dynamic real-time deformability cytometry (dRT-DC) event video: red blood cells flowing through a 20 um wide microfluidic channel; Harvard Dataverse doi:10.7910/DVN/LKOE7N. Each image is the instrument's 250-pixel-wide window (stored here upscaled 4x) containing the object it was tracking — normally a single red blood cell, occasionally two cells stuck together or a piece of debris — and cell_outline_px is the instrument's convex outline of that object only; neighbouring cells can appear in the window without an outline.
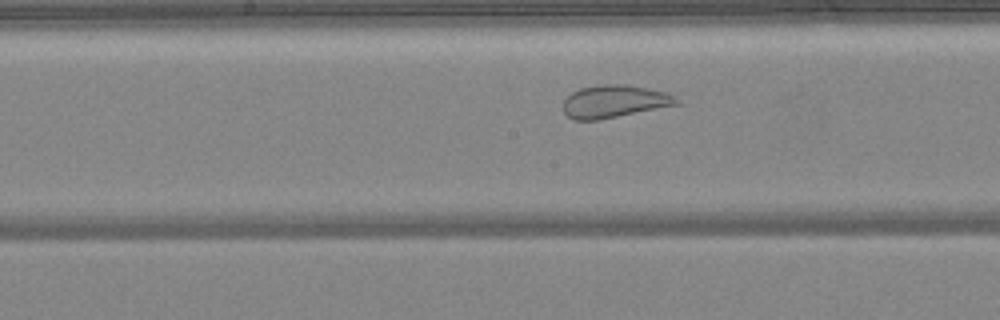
{"species": "common noctule bat (a hibernating species)", "species_latin": "Nyctalus noctula", "temperature_condition": "warm", "stored_images_in_passage": 41, "camera_frame_rate_fps": 3000, "um_per_image_px": 0.085, "animal": {"sex": "female", "body_mass_g": 24.6, "forearm_length_mm": 56.2}, "frame": {"image": 1, "passage_image": 17, "time_ms": 5.333, "image_size_px": [1000, 320], "cell_outline_px": [[680, 104], [600, 120], [572, 120], [564, 112], [564, 100], [572, 92], [580, 88], [596, 84], [628, 84], [668, 92], [680, 100]], "centroid_in_image_um": [52.24, 8.61], "position_along_channel_um": 196.0, "area_um2": 21.85}}
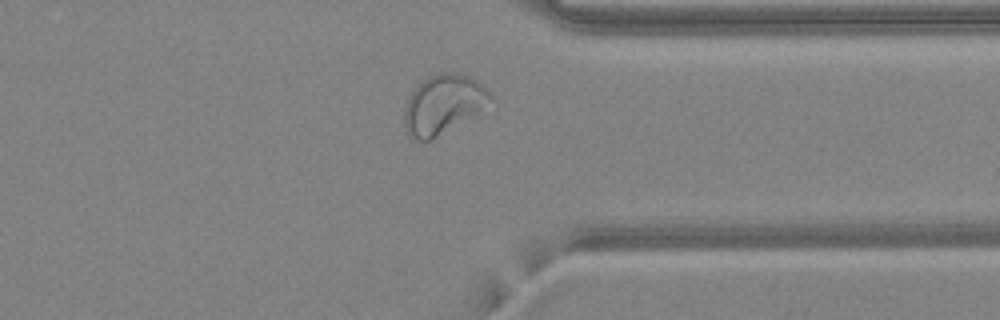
{"frame": {"image": 2, "passage_image": 30, "time_ms": 9.667, "image_size_px": [1000, 320], "cell_outline_px": [[492, 96], [476, 112], [432, 140], [412, 140], [408, 136], [404, 124], [404, 112], [408, 100], [412, 92], [428, 76], [440, 72], [456, 72], [472, 76]], "centroid_in_image_um": [37.6, 8.86], "position_along_channel_um": 373.8, "area_um2": 28.78}}
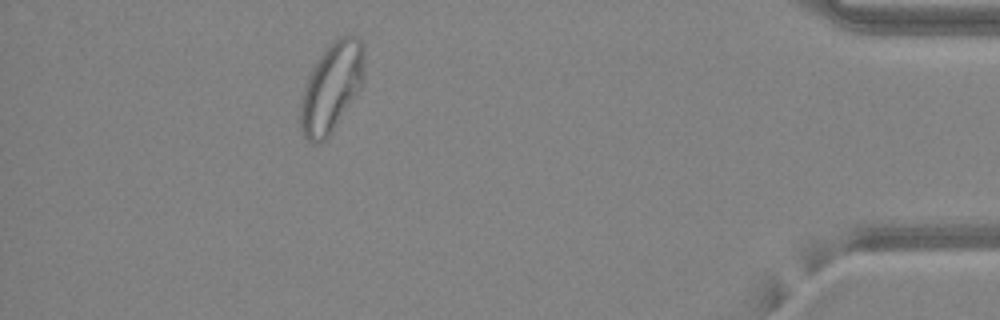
{"frame": {"image": 3, "passage_image": 36, "time_ms": 11.667, "image_size_px": [1000, 320], "cell_outline_px": [[364, 84], [332, 132], [320, 144], [312, 144], [304, 136], [300, 128], [300, 100], [308, 76], [312, 68], [328, 44], [332, 40], [340, 36], [356, 36], [360, 40], [364, 48]], "centroid_in_image_um": [28.19, 7.44], "position_along_channel_um": 407.0, "area_um2": 33.58}, "authors_computed_cell_mechanics": {"area_um2": 28.7844, "velocity_mm_per_s": 4.183, "shape_relaxation_time_tau1_ms": null, "shape_relaxation_time_tau2_ms": 0.517, "deformation_change_tau1": null, "deformation_change_tau2": 0.065}}